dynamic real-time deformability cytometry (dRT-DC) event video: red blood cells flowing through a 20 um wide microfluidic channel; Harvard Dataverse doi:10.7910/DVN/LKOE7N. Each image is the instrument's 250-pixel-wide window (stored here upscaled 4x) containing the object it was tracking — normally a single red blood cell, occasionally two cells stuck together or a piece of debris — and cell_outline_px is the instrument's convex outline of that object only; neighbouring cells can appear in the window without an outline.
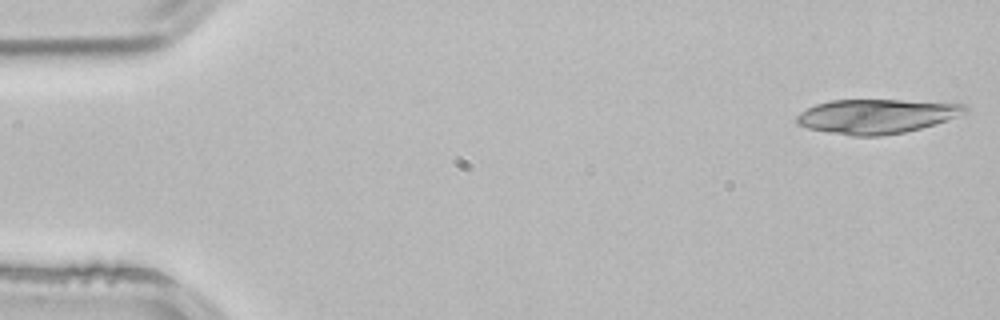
{"species": "common noctule bat (a hibernating species)", "species_latin": "Nyctalus noctula", "temperature_condition": "room temperature", "stored_images_in_passage": 4, "camera_frame_rate_fps": 3000, "um_per_image_px": 0.085, "animal": {"sex": "male", "body_mass_g": 21.5, "forearm_length_mm": 52.0}, "frame": {"image": 1, "passage_image": 1, "time_ms": 0.0, "image_size_px": [1000, 320], "cell_outline_px": [[968, 112], [948, 120], [936, 124], [904, 132], [880, 136], [852, 136], [828, 132], [808, 128], [796, 124], [796, 116], [800, 112], [816, 104], [832, 100], [900, 100], [964, 104], [968, 108]], "centroid_in_image_um": [74.5, 9.88], "position_along_channel_um": 10.5, "area_um2": 33.7}}